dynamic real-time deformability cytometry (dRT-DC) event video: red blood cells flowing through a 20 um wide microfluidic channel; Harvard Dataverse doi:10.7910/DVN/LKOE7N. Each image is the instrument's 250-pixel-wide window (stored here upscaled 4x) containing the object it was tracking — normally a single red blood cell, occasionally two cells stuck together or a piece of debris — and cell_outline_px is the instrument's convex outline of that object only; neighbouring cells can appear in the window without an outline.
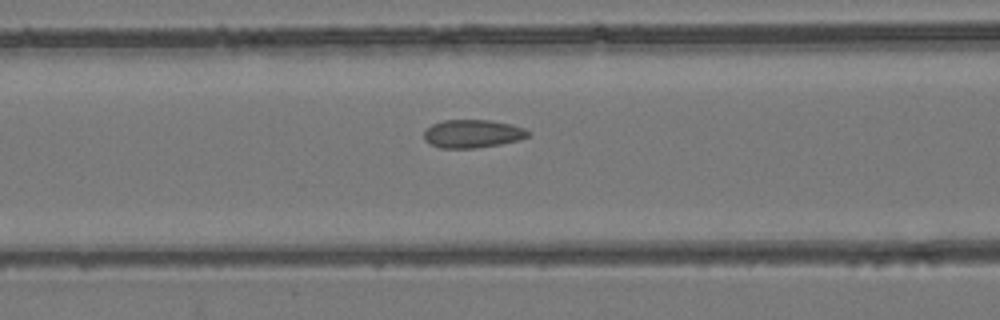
{"species": "common noctule bat (a hibernating species)", "species_latin": "Nyctalus noctula", "temperature_condition": "room temperature", "stored_images_in_passage": 9, "camera_frame_rate_fps": 3000, "um_per_image_px": 0.085, "animal": {"sex": "female", "body_mass_g": 24.6, "forearm_length_mm": 56.2}, "frame": {"image": 1, "passage_image": 7, "time_ms": 2.0, "image_size_px": [1000, 320], "cell_outline_px": [[532, 132], [528, 136], [520, 140], [500, 144], [476, 148], [440, 148], [428, 144], [424, 140], [424, 132], [432, 124], [444, 120], [492, 120], [524, 128]], "centroid_in_image_um": [40.16, 11.37], "position_along_channel_um": 126.4, "area_um2": 17.17}}